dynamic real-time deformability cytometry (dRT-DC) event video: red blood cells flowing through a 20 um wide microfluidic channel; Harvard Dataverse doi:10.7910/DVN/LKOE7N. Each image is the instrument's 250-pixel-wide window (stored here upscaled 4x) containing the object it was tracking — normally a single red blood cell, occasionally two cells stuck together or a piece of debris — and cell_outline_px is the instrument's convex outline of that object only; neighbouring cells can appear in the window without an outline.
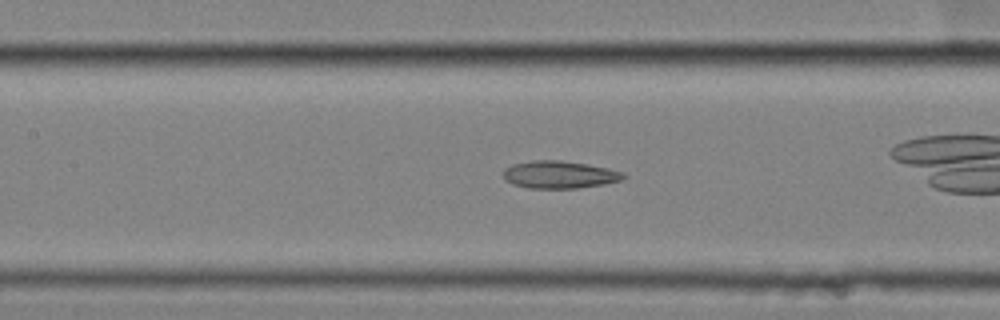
{"species": "common noctule bat (a hibernating species)", "species_latin": "Nyctalus noctula", "temperature_condition": "cold", "stored_images_in_passage": 11, "camera_frame_rate_fps": 3000, "um_per_image_px": 0.085, "animal": {"sex": "female", "body_mass_g": 25.1}, "frame": {"image": 1, "passage_image": 9, "time_ms": 2.667, "image_size_px": [1000, 320], "cell_outline_px": [[628, 176], [620, 180], [604, 184], [576, 188], [528, 188], [512, 184], [504, 180], [504, 168], [512, 164], [536, 160], [560, 160], [588, 164], [608, 168], [624, 172]], "centroid_in_image_um": [47.55, 14.84], "position_along_channel_um": 159.8, "area_um2": 19.31}}